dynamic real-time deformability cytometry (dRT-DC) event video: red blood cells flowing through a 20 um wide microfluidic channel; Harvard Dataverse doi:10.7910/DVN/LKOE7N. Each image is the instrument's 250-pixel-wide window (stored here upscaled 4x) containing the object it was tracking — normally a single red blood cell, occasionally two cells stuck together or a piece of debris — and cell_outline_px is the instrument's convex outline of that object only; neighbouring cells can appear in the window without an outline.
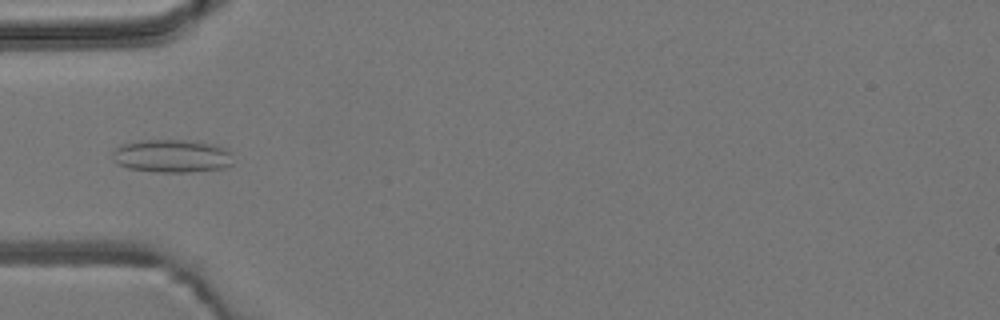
{"species": "common noctule bat (a hibernating species)", "species_latin": "Nyctalus noctula", "temperature_condition": "room temperature", "stored_images_in_passage": 3, "camera_frame_rate_fps": 3000, "um_per_image_px": 0.085, "animal": {"sex": "male", "body_mass_g": 19.2, "forearm_length_mm": 51.8}, "frame": {"image": 1, "passage_image": 3, "time_ms": 2.333, "image_size_px": [1000, 320], "cell_outline_px": [[232, 164], [224, 168], [188, 172], [156, 172], [128, 168], [116, 164], [112, 160], [112, 152], [120, 144], [140, 140], [184, 140], [216, 144], [232, 152]], "centroid_in_image_um": [14.59, 13.26], "position_along_channel_um": 70.4, "area_um2": 23.52}}